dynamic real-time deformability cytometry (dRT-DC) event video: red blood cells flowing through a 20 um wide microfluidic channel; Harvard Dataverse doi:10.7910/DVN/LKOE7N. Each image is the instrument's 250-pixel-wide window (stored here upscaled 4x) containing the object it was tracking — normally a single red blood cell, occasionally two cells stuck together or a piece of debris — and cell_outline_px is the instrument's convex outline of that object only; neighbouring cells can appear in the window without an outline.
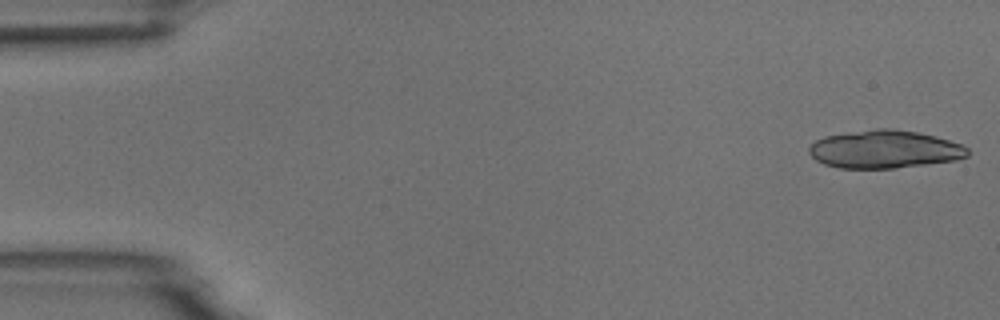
{"species": "common noctule bat (a hibernating species)", "species_latin": "Nyctalus noctula", "temperature_condition": "room temperature", "stored_images_in_passage": 4, "camera_frame_rate_fps": 3000, "um_per_image_px": 0.085, "animal": {"sex": "male", "body_mass_g": 18.8}, "frame": {"image": 1, "passage_image": 1, "time_ms": 0.0, "image_size_px": [1000, 320], "cell_outline_px": [[968, 156], [956, 160], [896, 168], [840, 168], [824, 164], [816, 160], [808, 152], [808, 148], [816, 140], [824, 136], [848, 132], [876, 128], [892, 128], [916, 132], [936, 136], [964, 144], [968, 148]], "centroid_in_image_um": [75.2, 12.68], "position_along_channel_um": 9.8, "area_um2": 35.26}}